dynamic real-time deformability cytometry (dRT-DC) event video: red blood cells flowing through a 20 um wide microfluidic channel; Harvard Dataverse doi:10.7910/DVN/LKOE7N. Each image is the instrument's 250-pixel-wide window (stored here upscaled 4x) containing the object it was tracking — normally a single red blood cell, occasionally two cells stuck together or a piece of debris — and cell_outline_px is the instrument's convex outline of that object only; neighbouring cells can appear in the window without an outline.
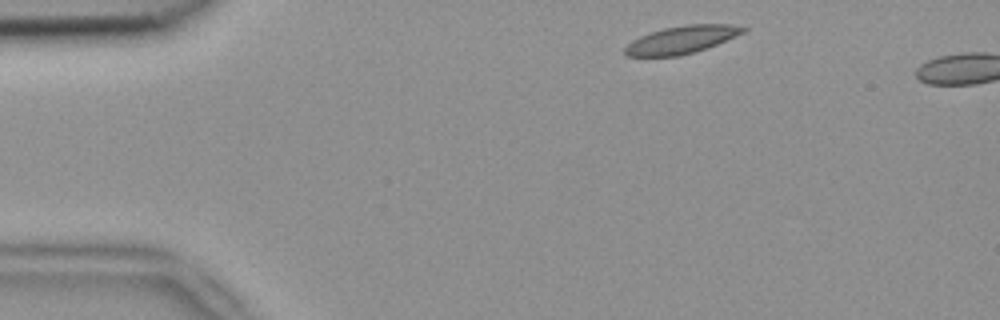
{"species": "common noctule bat (a hibernating species)", "species_latin": "Nyctalus noctula", "temperature_condition": "room temperature", "stored_images_in_passage": 2, "camera_frame_rate_fps": 3000, "um_per_image_px": 0.085, "animal": {"sex": "female", "body_mass_g": 18.4}, "frame": {"image": 1, "passage_image": 1, "time_ms": 0.0, "image_size_px": [1000, 320], "cell_outline_px": [[748, 28], [744, 32], [708, 48], [696, 52], [680, 56], [624, 56], [624, 48], [632, 40], [640, 36], [664, 28], [684, 24], [732, 24]], "centroid_in_image_um": [57.93, 3.38], "position_along_channel_um": 27.1, "area_um2": 19.13}}